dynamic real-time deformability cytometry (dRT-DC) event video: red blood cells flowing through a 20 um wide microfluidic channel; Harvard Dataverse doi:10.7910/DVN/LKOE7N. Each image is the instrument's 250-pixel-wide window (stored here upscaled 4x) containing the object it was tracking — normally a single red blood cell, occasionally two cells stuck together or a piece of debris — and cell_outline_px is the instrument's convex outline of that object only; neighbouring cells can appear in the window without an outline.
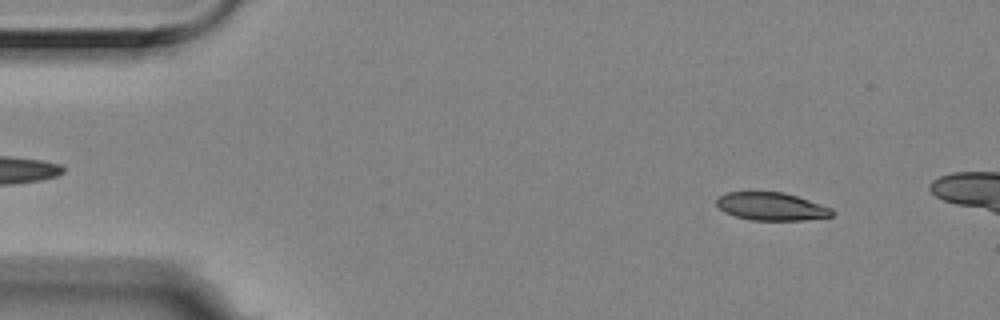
{"species": "Egyptian fruit bat (a non-hibernating species)", "species_latin": "Rousettus aegyptiacus", "temperature_condition": "room temperature", "stored_images_in_passage": 4, "camera_frame_rate_fps": 3000, "um_per_image_px": 0.085, "animal": {"sex": "female"}, "frame": {"image": 1, "passage_image": 1, "time_ms": 0.0, "image_size_px": [1000, 320], "cell_outline_px": [[836, 212], [832, 216], [804, 220], [748, 220], [724, 212], [716, 204], [716, 200], [720, 196], [728, 192], [784, 192], [832, 208]], "centroid_in_image_um": [65.58, 17.55], "position_along_channel_um": 19.4, "area_um2": 18.73}}
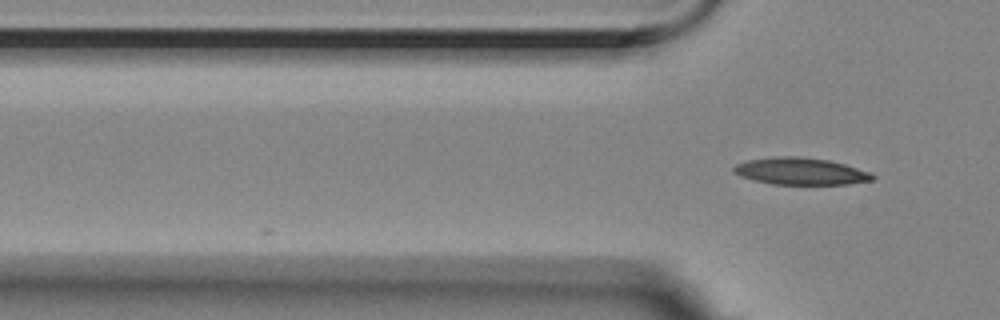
{"frame": {"image": 2, "passage_image": 4, "time_ms": 1.0, "image_size_px": [1000, 320], "cell_outline_px": [[876, 176], [872, 180], [848, 184], [772, 184], [740, 176], [732, 172], [732, 168], [736, 164], [748, 160], [776, 156], [796, 156], [828, 160], [844, 164], [868, 172]], "centroid_in_image_um": [68.01, 14.55], "position_along_channel_um": 57.8, "area_um2": 21.62}}